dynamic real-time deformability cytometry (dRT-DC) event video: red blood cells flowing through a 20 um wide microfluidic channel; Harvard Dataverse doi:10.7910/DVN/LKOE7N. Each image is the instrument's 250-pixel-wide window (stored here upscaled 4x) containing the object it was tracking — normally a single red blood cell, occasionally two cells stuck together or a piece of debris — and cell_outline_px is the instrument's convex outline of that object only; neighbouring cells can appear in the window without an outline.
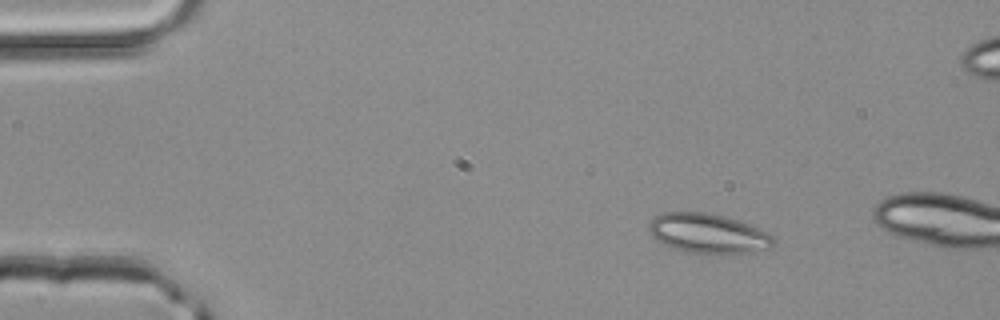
{"species": "common noctule bat (a hibernating species)", "species_latin": "Nyctalus noctula", "temperature_condition": "room temperature", "stored_images_in_passage": 2, "camera_frame_rate_fps": 3000, "um_per_image_px": 0.085, "animal": {"sex": "male", "body_mass_g": 20.4}, "frame": {"image": 1, "passage_image": 1, "time_ms": 0.0, "image_size_px": [1000, 320], "cell_outline_px": [[776, 240], [768, 248], [752, 252], [684, 252], [664, 244], [656, 240], [652, 236], [648, 228], [648, 224], [660, 212], [708, 212], [728, 216], [768, 232]], "centroid_in_image_um": [60.16, 19.81], "position_along_channel_um": 24.8, "area_um2": 28.5}}